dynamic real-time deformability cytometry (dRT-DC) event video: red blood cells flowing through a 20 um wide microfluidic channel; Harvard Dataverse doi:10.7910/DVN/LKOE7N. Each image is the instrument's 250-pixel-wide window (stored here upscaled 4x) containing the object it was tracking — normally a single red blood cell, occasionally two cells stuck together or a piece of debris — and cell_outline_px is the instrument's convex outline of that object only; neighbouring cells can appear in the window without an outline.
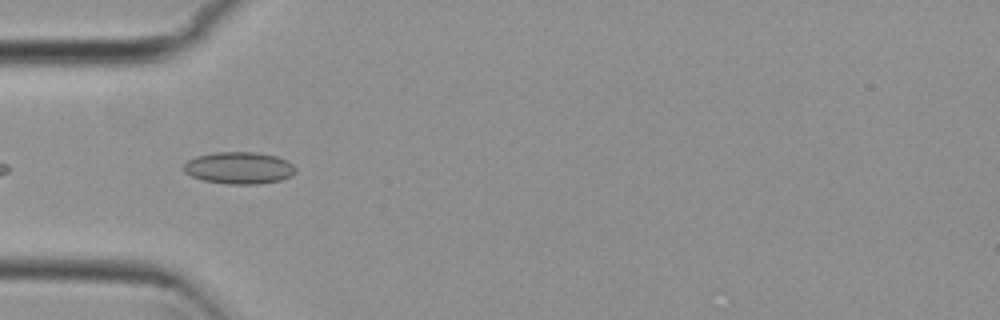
{"species": "common noctule bat (a hibernating species)", "species_latin": "Nyctalus noctula", "temperature_condition": "cold", "stored_images_in_passage": 5, "camera_frame_rate_fps": 3000, "um_per_image_px": 0.085, "animal": {"sex": "female", "body_mass_g": 29.2, "forearm_length_mm": 56.3}, "frame": {"image": 1, "passage_image": 2, "time_ms": 0.333, "image_size_px": [1000, 320], "cell_outline_px": [[296, 172], [292, 176], [280, 180], [260, 184], [228, 184], [204, 180], [192, 176], [184, 172], [184, 164], [188, 160], [196, 156], [216, 152], [256, 152], [276, 156], [288, 160], [296, 168]], "centroid_in_image_um": [20.35, 14.27], "position_along_channel_um": 64.6, "area_um2": 20.92}}